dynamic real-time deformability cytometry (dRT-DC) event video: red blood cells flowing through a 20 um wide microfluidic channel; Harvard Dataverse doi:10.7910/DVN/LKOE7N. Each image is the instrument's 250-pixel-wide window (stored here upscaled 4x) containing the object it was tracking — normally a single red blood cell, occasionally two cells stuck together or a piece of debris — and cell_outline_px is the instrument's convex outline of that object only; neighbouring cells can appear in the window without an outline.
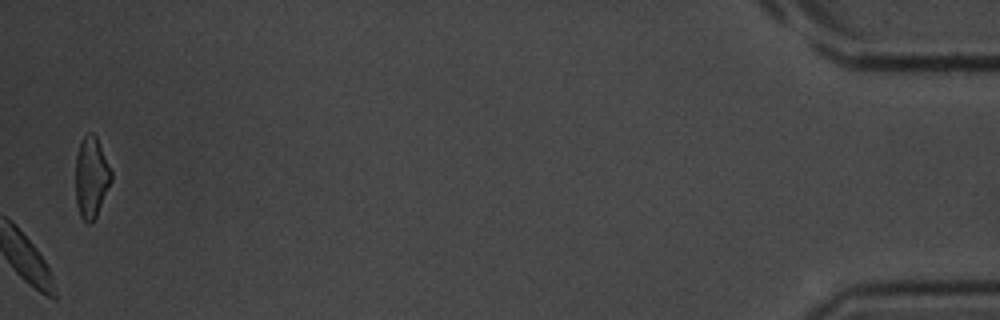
{"species": "common noctule bat (a hibernating species)", "species_latin": "Nyctalus noctula", "temperature_condition": "room temperature", "stored_images_in_passage": 36, "camera_frame_rate_fps": 3000, "um_per_image_px": 0.085, "animal": {"sex": "male", "body_mass_g": 20.1, "forearm_length_mm": 53.5}, "frame": {"image": 1, "passage_image": 36, "time_ms": 11.667, "image_size_px": [1000, 320], "cell_outline_px": [[112, 180], [96, 216], [88, 224], [80, 216], [76, 204], [76, 156], [80, 144], [84, 136], [88, 132], [92, 132], [96, 136], [112, 172]], "centroid_in_image_um": [7.76, 15.07], "position_along_channel_um": 427.4, "area_um2": 16.65}}